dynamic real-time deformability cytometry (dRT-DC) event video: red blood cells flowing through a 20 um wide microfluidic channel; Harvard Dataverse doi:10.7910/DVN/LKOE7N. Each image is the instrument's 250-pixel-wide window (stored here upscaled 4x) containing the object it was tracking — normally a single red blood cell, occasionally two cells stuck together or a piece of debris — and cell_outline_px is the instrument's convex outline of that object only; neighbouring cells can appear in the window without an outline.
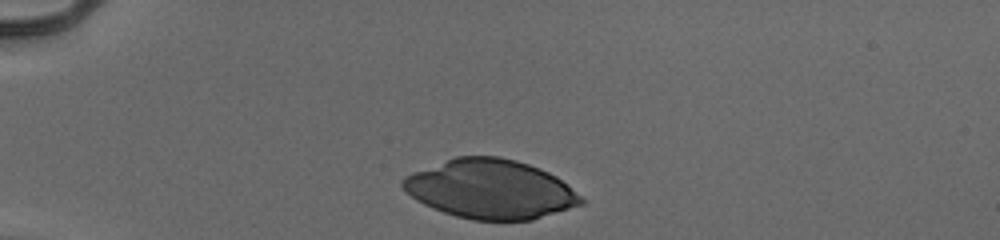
{"species": "human", "species_latin": "Homo sapiens", "temperature_condition": "cold", "stored_images_in_passage": 31, "camera_frame_rate_fps": 3000, "um_per_image_px": 0.085, "donor": {"sex": "male"}, "frame": {"image": 1, "passage_image": 1, "time_ms": 0.0, "image_size_px": [1000, 240], "cell_outline_px": [[588, 200], [584, 204], [532, 220], [472, 220], [456, 216], [432, 208], [416, 200], [400, 184], [400, 180], [404, 176], [412, 172], [456, 156], [500, 156], [516, 160], [540, 168], [556, 176]], "centroid_in_image_um": [41.71, 16.07], "position_along_channel_um": 43.3, "area_um2": 61.61}}